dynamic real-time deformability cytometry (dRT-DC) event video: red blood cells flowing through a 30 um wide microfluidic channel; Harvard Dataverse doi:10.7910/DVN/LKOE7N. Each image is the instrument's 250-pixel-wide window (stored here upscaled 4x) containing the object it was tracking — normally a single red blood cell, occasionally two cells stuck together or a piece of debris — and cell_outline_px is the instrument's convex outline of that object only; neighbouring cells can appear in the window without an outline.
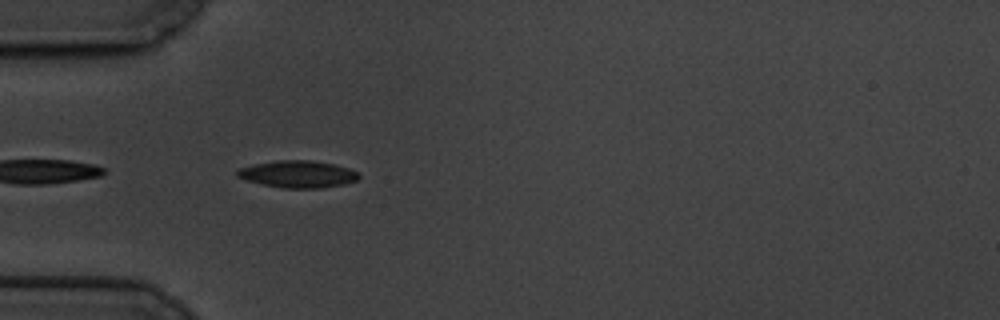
{"species": "common noctule bat (a hibernating species)", "species_latin": "Nyctalus noctula", "temperature_condition": "cold", "stored_images_in_passage": 29, "camera_frame_rate_fps": 3000, "um_per_image_px": 0.085, "animal": {"sex": "male", "body_mass_g": 19.5, "forearm_length_mm": 54.6}, "frame": {"image": 1, "passage_image": 3, "time_ms": 0.667, "image_size_px": [1000, 320], "cell_outline_px": [[360, 176], [356, 180], [344, 184], [320, 188], [284, 188], [244, 180], [236, 176], [236, 172], [240, 168], [252, 164], [276, 160], [308, 160], [332, 164], [348, 168], [356, 172]], "centroid_in_image_um": [25.27, 14.8], "position_along_channel_um": 59.7, "area_um2": 19.02}}
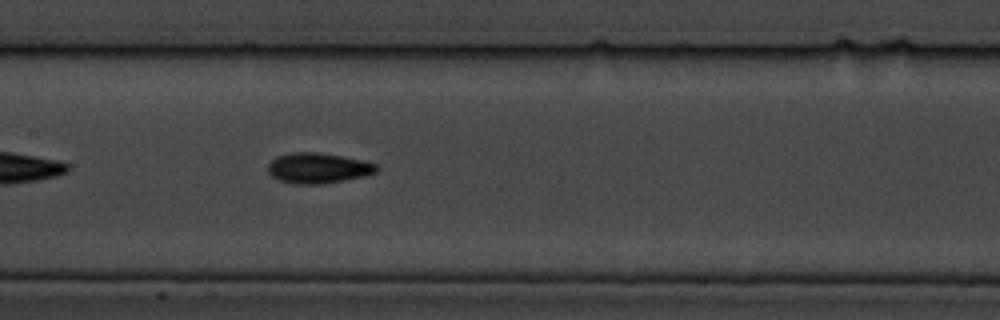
{"frame": {"image": 2, "passage_image": 14, "time_ms": 4.333, "image_size_px": [1000, 320], "cell_outline_px": [[380, 168], [376, 172], [364, 176], [344, 180], [320, 184], [296, 184], [280, 180], [272, 176], [268, 172], [268, 164], [276, 156], [292, 152], [316, 152], [364, 160], [376, 164]], "centroid_in_image_um": [27.04, 14.28], "position_along_channel_um": 180.4, "area_um2": 19.19}}
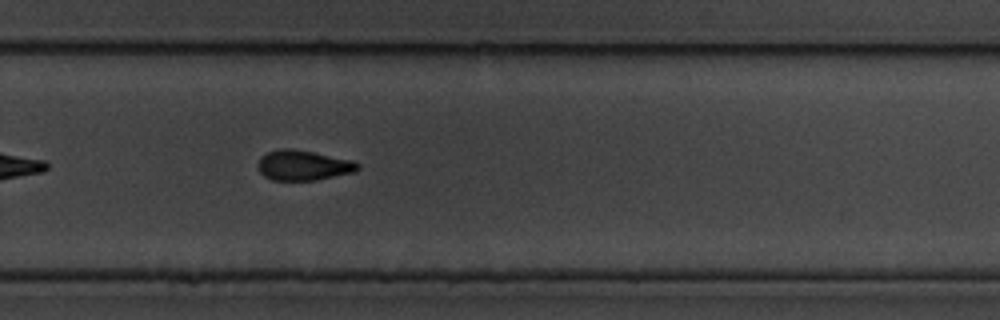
{"frame": {"image": 3, "passage_image": 25, "time_ms": 8.0, "image_size_px": [1000, 320], "cell_outline_px": [[360, 168], [356, 172], [316, 180], [272, 180], [264, 176], [260, 172], [256, 164], [260, 156], [268, 152], [280, 148], [292, 148], [352, 160], [360, 164]], "centroid_in_image_um": [25.76, 14.05], "position_along_channel_um": 304.0, "area_um2": 17.69}}